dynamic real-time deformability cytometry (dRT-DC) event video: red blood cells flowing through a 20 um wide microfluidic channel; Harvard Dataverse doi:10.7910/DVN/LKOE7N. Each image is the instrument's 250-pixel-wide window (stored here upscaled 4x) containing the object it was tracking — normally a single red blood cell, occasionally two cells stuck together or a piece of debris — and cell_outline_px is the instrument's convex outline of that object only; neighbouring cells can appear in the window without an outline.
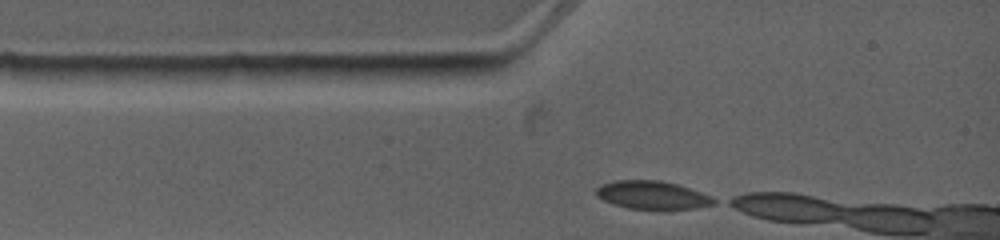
{"species": "common noctule bat (a hibernating species)", "species_latin": "Nyctalus noctula", "temperature_condition": "warm", "stored_images_in_passage": 5, "camera_frame_rate_fps": 4500, "um_per_image_px": 0.085, "animal": {"sex": "female", "body_mass_g": 19.0, "forearm_length_mm": 53.3}, "frame": {"image": 1, "passage_image": 1, "time_ms": 0.0, "image_size_px": [1000, 240], "cell_outline_px": [[720, 200], [716, 204], [696, 208], [664, 212], [660, 212], [628, 208], [612, 204], [596, 196], [596, 188], [600, 184], [616, 180], [660, 180], [676, 184], [712, 196]], "centroid_in_image_um": [55.49, 16.63], "position_along_channel_um": 29.5, "area_um2": 20.23}}